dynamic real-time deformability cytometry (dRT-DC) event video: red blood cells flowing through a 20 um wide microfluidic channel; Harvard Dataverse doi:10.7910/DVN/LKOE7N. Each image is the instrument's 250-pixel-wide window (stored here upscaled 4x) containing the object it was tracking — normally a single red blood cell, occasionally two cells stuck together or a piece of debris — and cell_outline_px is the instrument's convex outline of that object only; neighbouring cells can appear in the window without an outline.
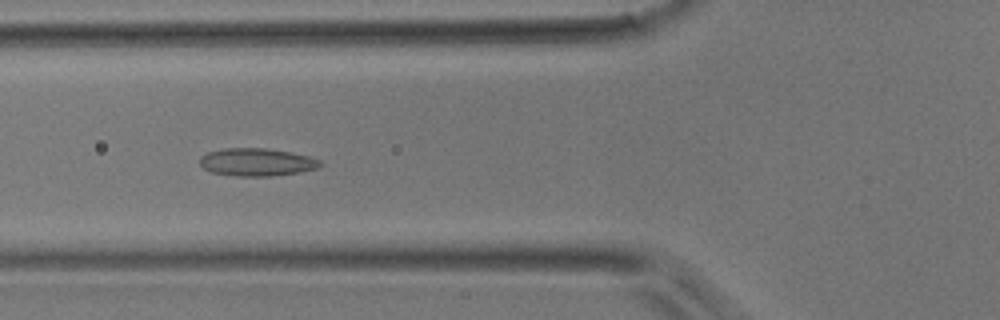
{"species": "common noctule bat (a hibernating species)", "species_latin": "Nyctalus noctula", "temperature_condition": "room temperature", "stored_images_in_passage": 48, "camera_frame_rate_fps": 3000, "um_per_image_px": 0.085, "animal": {"sex": "male", "body_mass_g": 17.9}, "frame": {"image": 1, "passage_image": 17, "time_ms": 5.333, "image_size_px": [1000, 320], "cell_outline_px": [[320, 164], [316, 168], [300, 172], [272, 176], [236, 176], [212, 172], [204, 168], [200, 164], [200, 156], [208, 152], [224, 148], [264, 148], [288, 152], [308, 156], [320, 160]], "centroid_in_image_um": [21.78, 13.78], "position_along_channel_um": 104.0, "area_um2": 19.25}}
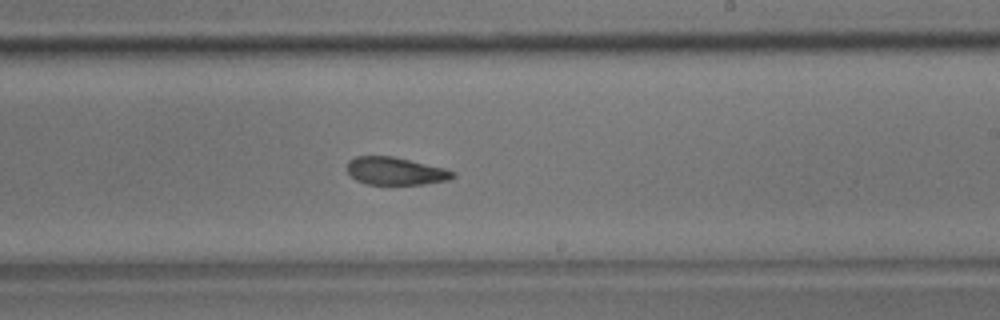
{"frame": {"image": 2, "passage_image": 28, "time_ms": 9.0, "image_size_px": [1000, 320], "cell_outline_px": [[456, 176], [448, 180], [424, 184], [368, 184], [356, 180], [348, 172], [348, 160], [356, 156], [392, 156], [444, 168], [456, 172]], "centroid_in_image_um": [33.63, 14.54], "position_along_channel_um": 255.4, "area_um2": 16.94}}
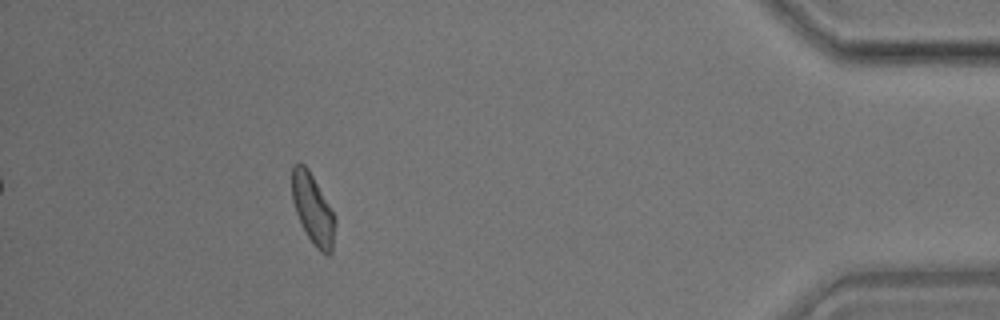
{"frame": {"image": 3, "passage_image": 43, "time_ms": 14.0, "image_size_px": [1000, 320], "cell_outline_px": [[336, 224], [332, 252], [328, 256], [320, 252], [316, 248], [308, 236], [296, 212], [292, 200], [292, 164], [304, 164], [308, 168], [336, 216]], "centroid_in_image_um": [26.62, 17.79], "position_along_channel_um": 408.6, "area_um2": 17.63}}